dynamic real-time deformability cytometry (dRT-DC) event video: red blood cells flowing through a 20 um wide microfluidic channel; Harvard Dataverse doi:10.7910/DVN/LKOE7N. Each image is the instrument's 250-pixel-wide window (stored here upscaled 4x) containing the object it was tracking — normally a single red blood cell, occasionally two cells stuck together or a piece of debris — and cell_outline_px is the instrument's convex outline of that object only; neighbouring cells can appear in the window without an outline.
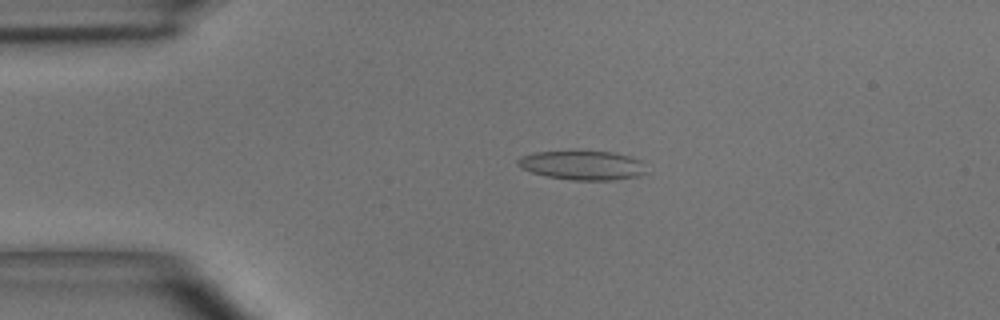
{"species": "common noctule bat (a hibernating species)", "species_latin": "Nyctalus noctula", "temperature_condition": "room temperature", "stored_images_in_passage": 51, "camera_frame_rate_fps": 3000, "um_per_image_px": 0.085, "animal": {"sex": "male", "body_mass_g": 15.6}, "frame": {"image": 1, "passage_image": 11, "time_ms": 3.333, "image_size_px": [1000, 320], "cell_outline_px": [[648, 172], [640, 176], [612, 180], [572, 180], [548, 176], [532, 172], [520, 168], [516, 164], [516, 160], [520, 156], [536, 152], [612, 152], [632, 156], [640, 160]], "centroid_in_image_um": [49.53, 14.06], "position_along_channel_um": 35.5, "area_um2": 21.79}}
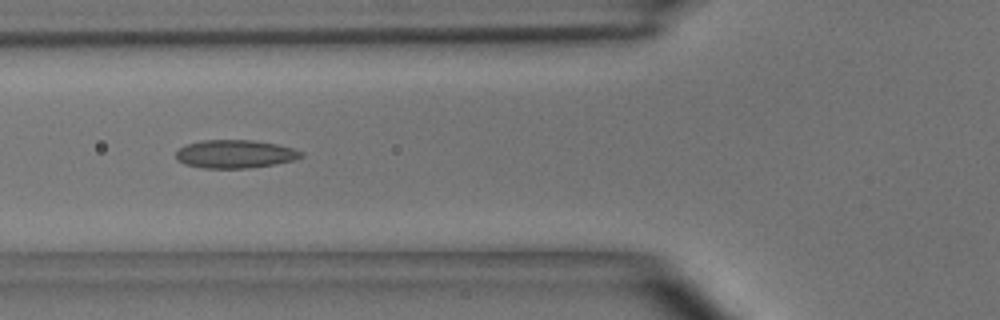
{"frame": {"image": 2, "passage_image": 19, "time_ms": 6.0, "image_size_px": [1000, 320], "cell_outline_px": [[304, 156], [292, 160], [272, 164], [244, 168], [204, 168], [184, 164], [176, 160], [176, 152], [180, 148], [188, 144], [204, 140], [252, 140], [276, 144], [292, 148], [304, 152]], "centroid_in_image_um": [19.96, 13.09], "position_along_channel_um": 105.8, "area_um2": 20.35}}
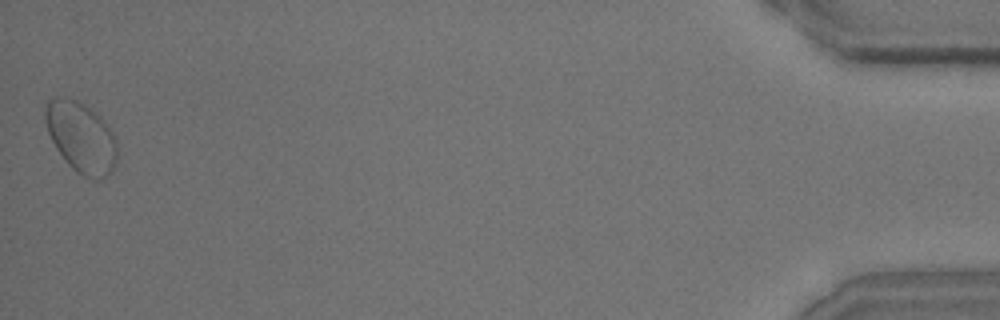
{"frame": {"image": 3, "passage_image": 51, "time_ms": 16.667, "image_size_px": [1000, 320], "cell_outline_px": [[116, 164], [112, 172], [108, 176], [100, 180], [96, 180], [84, 176], [76, 172], [68, 164], [56, 148], [48, 132], [44, 120], [44, 108], [48, 100], [56, 96], [60, 96], [76, 100], [84, 104], [100, 116], [108, 124], [116, 140]], "centroid_in_image_um": [6.89, 11.67], "position_along_channel_um": 428.3, "area_um2": 29.88}, "authors_computed_cell_mechanics": {"area_um2": 20.519, "velocity_mm_per_s": 3.8858, "shape_relaxation_time_tau1_ms": 7.9583, "shape_relaxation_time_tau2_ms": 2.4177, "deformation_change_tau1": 0.1357, "deformation_change_tau2": 0.0745}}